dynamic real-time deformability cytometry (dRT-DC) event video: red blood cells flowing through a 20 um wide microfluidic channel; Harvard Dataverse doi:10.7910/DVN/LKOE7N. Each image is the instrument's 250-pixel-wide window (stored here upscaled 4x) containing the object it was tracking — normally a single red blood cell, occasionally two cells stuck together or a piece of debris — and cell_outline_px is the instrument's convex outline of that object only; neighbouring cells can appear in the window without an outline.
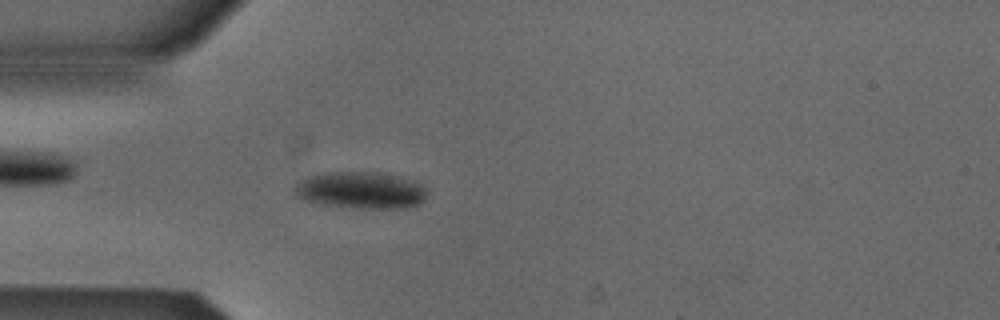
{"species": "Egyptian fruit bat (a non-hibernating species)", "species_latin": "Rousettus aegyptiacus", "temperature_condition": "cold", "stored_images_in_passage": 45, "camera_frame_rate_fps": 3000, "um_per_image_px": 0.085, "animal": {"sex": "male"}, "frame": {"image": 1, "passage_image": 11, "time_ms": 3.333, "image_size_px": [1000, 320], "cell_outline_px": [[424, 200], [416, 204], [404, 208], [364, 208], [324, 204], [308, 200], [296, 196], [292, 188], [300, 180], [308, 176], [324, 172], [380, 172], [396, 176], [424, 184]], "centroid_in_image_um": [30.63, 16.15], "position_along_channel_um": 54.4, "area_um2": 28.09}}
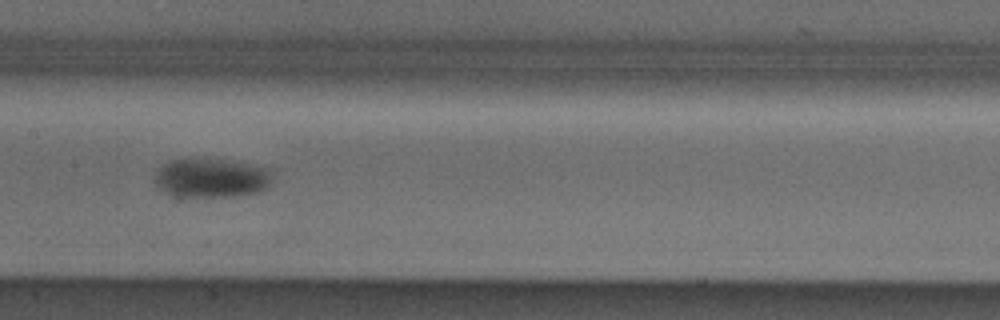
{"frame": {"image": 2, "passage_image": 22, "time_ms": 7.0, "image_size_px": [1000, 320], "cell_outline_px": [[276, 168], [272, 180], [268, 188], [260, 192], [232, 196], [188, 196], [168, 192], [156, 188], [156, 168], [172, 160], [224, 160]], "centroid_in_image_um": [18.09, 15.12], "position_along_channel_um": 189.3, "area_um2": 26.7}}
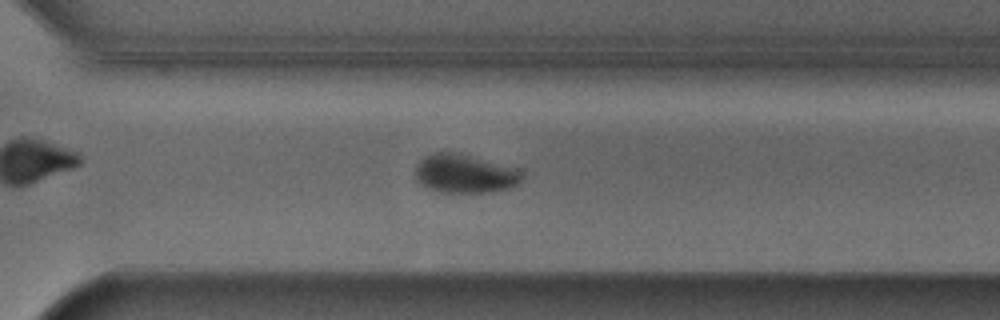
{"frame": {"image": 3, "passage_image": 33, "time_ms": 10.667, "image_size_px": [1000, 320], "cell_outline_px": [[524, 176], [516, 184], [508, 188], [484, 192], [436, 192], [424, 188], [416, 180], [416, 168], [420, 160], [432, 152], [456, 152], [516, 168], [524, 172]], "centroid_in_image_um": [39.46, 14.76], "position_along_channel_um": 331.1, "area_um2": 23.99}, "authors_computed_cell_mechanics": {"area_um2": 25.721, "velocity_mm_per_s": 3.8736, "shape_relaxation_time_tau1_ms": 7.6166, "shape_relaxation_time_tau2_ms": null, "deformation_change_tau1": 0.1518, "deformation_change_tau2": null}}